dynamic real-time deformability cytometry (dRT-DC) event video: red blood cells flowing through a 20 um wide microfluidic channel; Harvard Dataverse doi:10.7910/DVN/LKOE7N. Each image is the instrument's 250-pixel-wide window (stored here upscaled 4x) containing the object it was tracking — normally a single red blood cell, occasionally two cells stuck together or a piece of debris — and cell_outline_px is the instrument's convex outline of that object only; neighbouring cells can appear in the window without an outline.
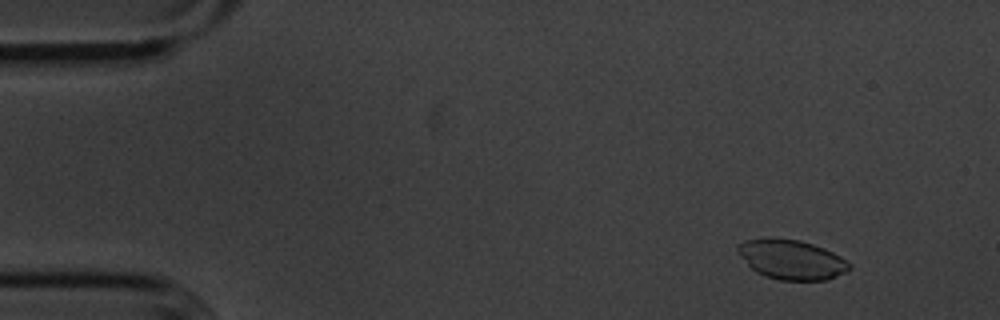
{"species": "common noctule bat (a hibernating species)", "species_latin": "Nyctalus noctula", "temperature_condition": "cold", "stored_images_in_passage": 56, "camera_frame_rate_fps": 3000, "um_per_image_px": 0.085, "animal": {"sex": "male", "body_mass_g": 20.1, "forearm_length_mm": 53.5}, "frame": {"image": 1, "passage_image": 6, "time_ms": 1.667, "image_size_px": [1000, 320], "cell_outline_px": [[852, 268], [844, 272], [824, 280], [780, 280], [764, 276], [756, 272], [736, 252], [736, 244], [744, 240], [764, 236], [772, 236], [800, 240], [824, 248], [840, 256], [852, 264]], "centroid_in_image_um": [67.22, 22.02], "position_along_channel_um": 17.8, "area_um2": 26.18}}
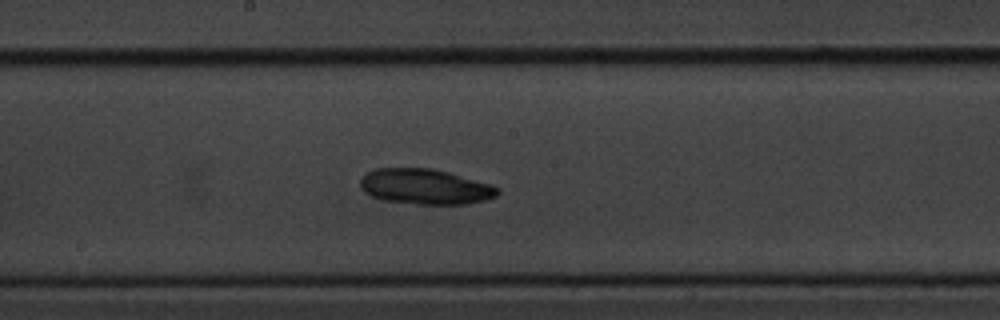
{"frame": {"image": 2, "passage_image": 30, "time_ms": 9.667, "image_size_px": [1000, 320], "cell_outline_px": [[500, 192], [496, 196], [484, 200], [468, 204], [416, 204], [380, 200], [364, 192], [360, 188], [360, 180], [368, 172], [376, 168], [432, 168], [448, 172], [492, 184], [500, 188]], "centroid_in_image_um": [36.15, 15.87], "position_along_channel_um": 212.1, "area_um2": 28.5}}
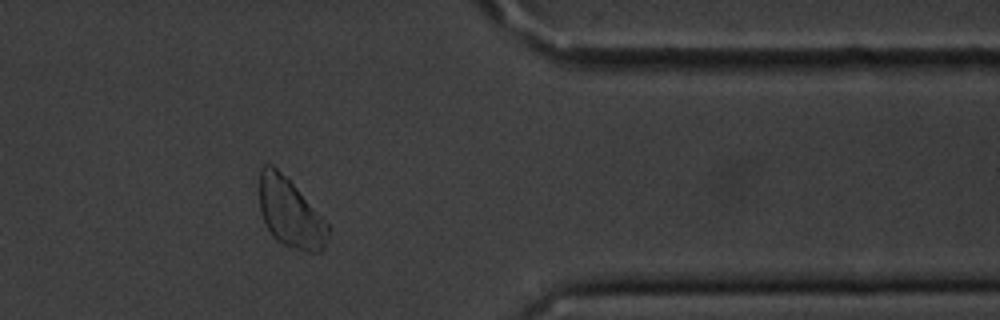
{"frame": {"image": 3, "passage_image": 46, "time_ms": 15.0, "image_size_px": [1000, 320], "cell_outline_px": [[328, 232], [324, 248], [320, 252], [308, 252], [284, 244], [276, 240], [272, 236], [260, 212], [260, 168], [264, 164], [272, 164], [296, 188], [328, 224]], "centroid_in_image_um": [24.65, 18.11], "position_along_channel_um": 386.8, "area_um2": 26.88}}